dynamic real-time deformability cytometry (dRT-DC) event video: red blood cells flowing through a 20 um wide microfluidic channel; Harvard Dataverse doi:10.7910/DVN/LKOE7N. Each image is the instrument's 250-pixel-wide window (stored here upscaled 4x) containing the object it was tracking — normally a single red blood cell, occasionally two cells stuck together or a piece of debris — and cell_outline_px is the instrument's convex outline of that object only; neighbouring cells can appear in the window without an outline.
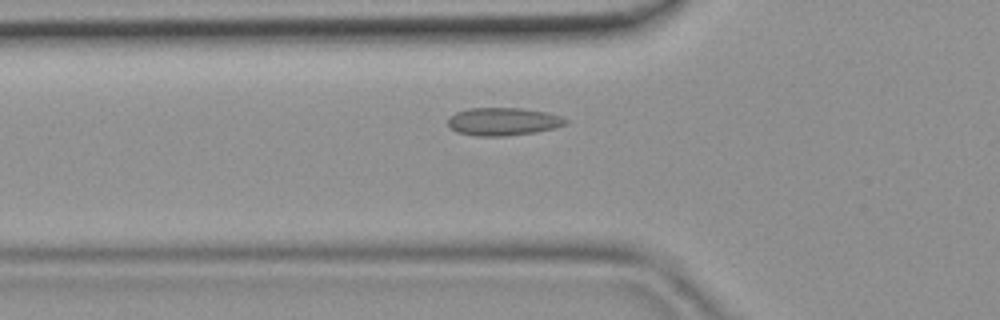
{"species": "common noctule bat (a hibernating species)", "species_latin": "Nyctalus noctula", "temperature_condition": "room temperature", "stored_images_in_passage": 49, "camera_frame_rate_fps": 3000, "um_per_image_px": 0.085, "animal": {"sex": "female", "body_mass_g": 19.9}, "frame": {"image": 1, "passage_image": 26, "time_ms": 8.333, "image_size_px": [1000, 320], "cell_outline_px": [[568, 120], [564, 124], [552, 128], [536, 132], [504, 136], [476, 136], [456, 132], [448, 124], [448, 116], [456, 112], [468, 108], [524, 108], [544, 112], [560, 116]], "centroid_in_image_um": [42.71, 10.33], "position_along_channel_um": 83.1, "area_um2": 19.02}}
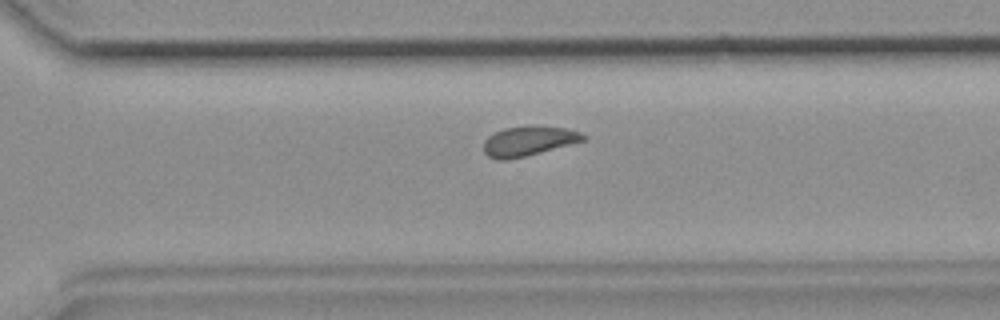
{"frame": {"image": 2, "passage_image": 42, "time_ms": 13.667, "image_size_px": [1000, 320], "cell_outline_px": [[588, 140], [508, 160], [496, 160], [488, 156], [484, 152], [484, 140], [488, 136], [504, 128], [532, 124], [564, 128], [580, 132], [588, 136]], "centroid_in_image_um": [44.95, 11.97], "position_along_channel_um": 325.7, "area_um2": 17.51}}
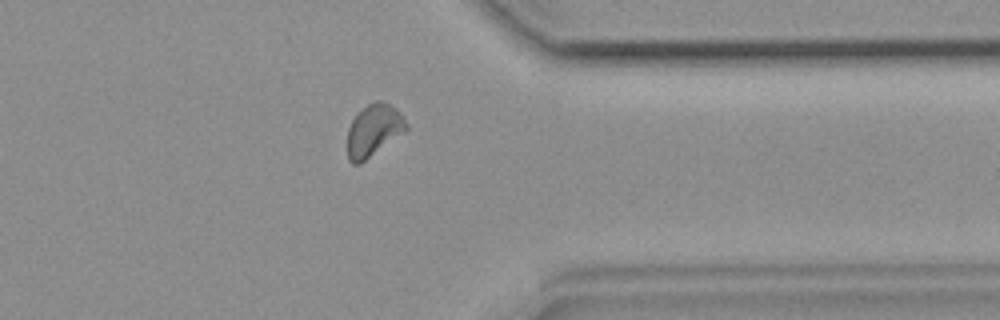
{"frame": {"image": 3, "passage_image": 46, "time_ms": 15.0, "image_size_px": [1000, 320], "cell_outline_px": [[408, 128], [404, 132], [360, 164], [352, 164], [348, 160], [348, 128], [356, 112], [368, 104], [376, 100], [380, 100], [396, 108], [400, 112], [408, 124]], "centroid_in_image_um": [31.75, 11.07], "position_along_channel_um": 379.6, "area_um2": 17.86}}